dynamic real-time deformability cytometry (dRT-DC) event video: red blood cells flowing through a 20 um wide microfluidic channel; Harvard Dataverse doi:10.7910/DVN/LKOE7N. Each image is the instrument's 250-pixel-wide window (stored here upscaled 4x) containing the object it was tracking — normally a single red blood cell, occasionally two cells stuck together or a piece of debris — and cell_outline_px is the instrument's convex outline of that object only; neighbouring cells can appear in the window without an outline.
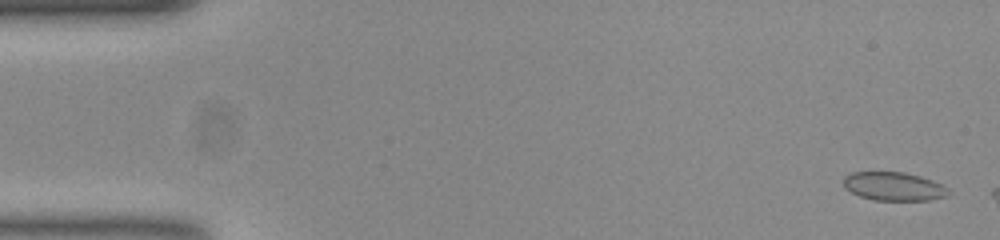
{"species": "common noctule bat (a hibernating species)", "species_latin": "Nyctalus noctula", "temperature_condition": "room temperature", "stored_images_in_passage": 49, "camera_frame_rate_fps": 3000, "um_per_image_px": 0.085, "animal": {"sex": "female", "body_mass_g": 23.0, "forearm_length_mm": 53.4}, "frame": {"image": 1, "passage_image": 2, "time_ms": 0.333, "image_size_px": [1000, 240], "cell_outline_px": [[952, 192], [944, 196], [928, 200], [872, 200], [860, 196], [844, 188], [844, 176], [852, 172], [904, 172], [920, 176], [932, 180], [948, 188]], "centroid_in_image_um": [75.96, 15.84], "position_along_channel_um": 9.0, "area_um2": 17.4}}
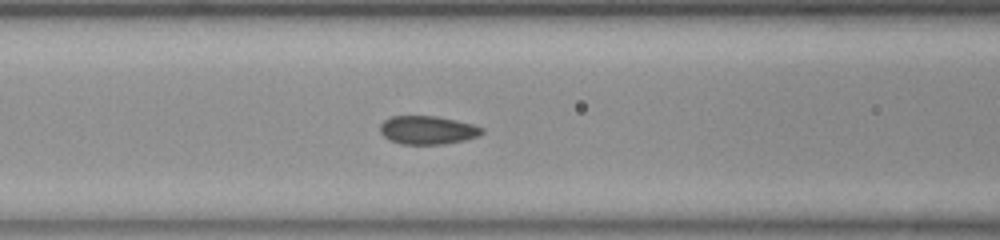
{"frame": {"image": 2, "passage_image": 22, "time_ms": 7.0, "image_size_px": [1000, 240], "cell_outline_px": [[484, 132], [476, 136], [464, 140], [444, 144], [400, 144], [384, 136], [380, 132], [380, 124], [384, 120], [392, 116], [436, 116], [456, 120], [472, 124], [484, 128]], "centroid_in_image_um": [36.34, 11.05], "position_along_channel_um": 130.3, "area_um2": 16.76}}
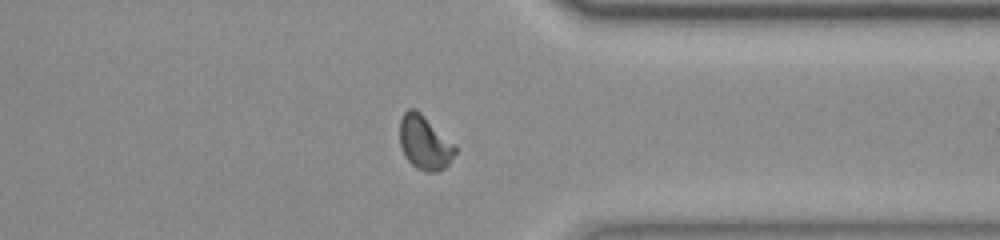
{"frame": {"image": 3, "passage_image": 42, "time_ms": 13.667, "image_size_px": [1000, 240], "cell_outline_px": [[456, 152], [448, 164], [444, 168], [436, 172], [424, 172], [416, 168], [408, 160], [400, 144], [400, 120], [404, 112], [408, 108], [416, 108], [456, 144]], "centroid_in_image_um": [36.11, 12.11], "position_along_channel_um": 375.3, "area_um2": 17.57}, "authors_computed_cell_mechanics": {"area_um2": 17.1666, "velocity_mm_per_s": 3.7669, "shape_relaxation_time_tau1_ms": null, "shape_relaxation_time_tau2_ms": 0.9039, "deformation_change_tau1": null, "deformation_change_tau2": 0.0416}}